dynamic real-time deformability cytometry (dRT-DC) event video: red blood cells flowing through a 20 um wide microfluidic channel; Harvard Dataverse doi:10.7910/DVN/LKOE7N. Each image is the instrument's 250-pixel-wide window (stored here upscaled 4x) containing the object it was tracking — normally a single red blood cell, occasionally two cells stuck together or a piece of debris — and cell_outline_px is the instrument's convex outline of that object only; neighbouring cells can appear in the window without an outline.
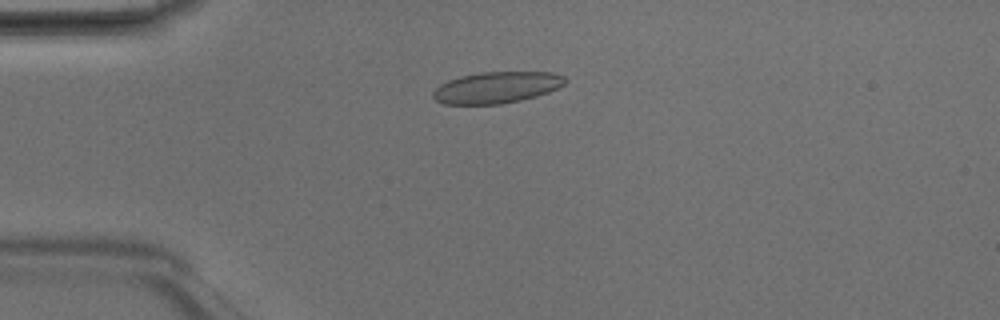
{"species": "Egyptian fruit bat (a non-hibernating species)", "species_latin": "Rousettus aegyptiacus", "temperature_condition": "room temperature", "stored_images_in_passage": 48, "camera_frame_rate_fps": 3000, "um_per_image_px": 0.085, "animal": {"sex": "male"}, "frame": {"image": 1, "passage_image": 12, "time_ms": 3.667, "image_size_px": [1000, 320], "cell_outline_px": [[568, 80], [564, 84], [548, 92], [536, 96], [520, 100], [500, 104], [444, 104], [436, 100], [432, 96], [432, 92], [440, 84], [448, 80], [460, 76], [480, 72], [552, 72], [564, 76]], "centroid_in_image_um": [42.2, 7.43], "position_along_channel_um": 42.8, "area_um2": 24.16}}
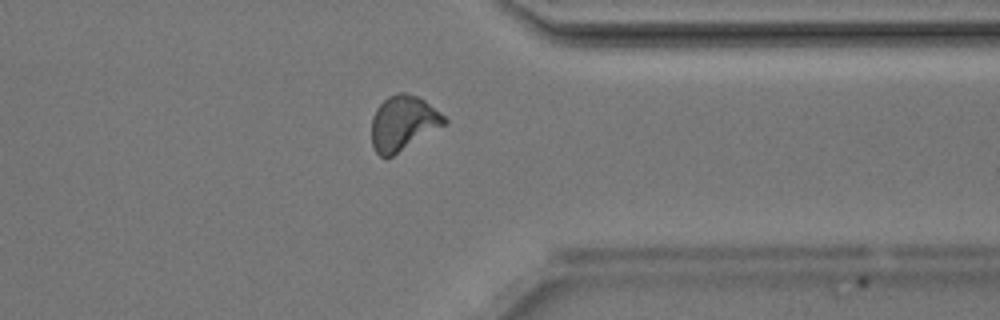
{"frame": {"image": 2, "passage_image": 38, "time_ms": 12.333, "image_size_px": [1000, 320], "cell_outline_px": [[448, 120], [444, 124], [392, 156], [380, 156], [372, 148], [372, 116], [376, 108], [388, 96], [400, 92], [404, 92], [416, 96], [424, 100], [444, 116]], "centroid_in_image_um": [34.22, 10.45], "position_along_channel_um": 377.2, "area_um2": 22.72}}
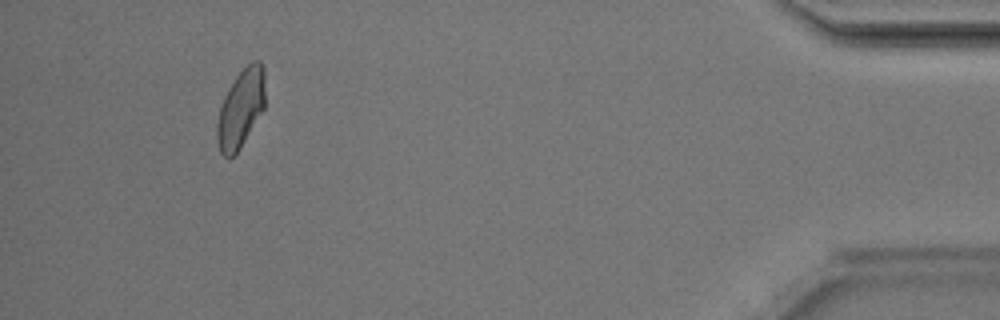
{"frame": {"image": 3, "passage_image": 45, "time_ms": 14.667, "image_size_px": [1000, 320], "cell_outline_px": [[264, 108], [240, 148], [232, 156], [224, 156], [220, 152], [216, 140], [216, 124], [220, 104], [228, 88], [236, 76], [252, 60], [260, 60], [264, 68]], "centroid_in_image_um": [20.44, 9.21], "position_along_channel_um": 414.8, "area_um2": 21.91}, "authors_computed_cell_mechanics": {"area_um2": 23.1778, "velocity_mm_per_s": 4.1957, "shape_relaxation_time_tau1_ms": 3.7098, "shape_relaxation_time_tau2_ms": 0.9929, "deformation_change_tau1": 0.117, "deformation_change_tau2": 0.085}}